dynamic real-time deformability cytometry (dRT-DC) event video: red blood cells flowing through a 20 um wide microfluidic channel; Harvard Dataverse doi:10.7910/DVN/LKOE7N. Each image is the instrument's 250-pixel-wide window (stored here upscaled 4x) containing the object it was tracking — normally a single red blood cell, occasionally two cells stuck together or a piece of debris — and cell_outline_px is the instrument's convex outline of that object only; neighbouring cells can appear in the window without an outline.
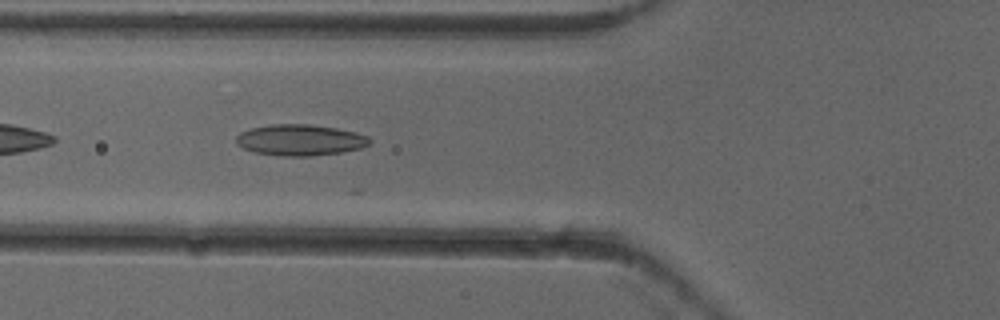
{"species": "common noctule bat (a hibernating species)", "species_latin": "Nyctalus noctula", "temperature_condition": "cold", "stored_images_in_passage": 6, "camera_frame_rate_fps": 3000, "um_per_image_px": 0.085, "animal": {"sex": "female"}, "frame": {"image": 1, "passage_image": 6, "time_ms": 1.667, "image_size_px": [1000, 320], "cell_outline_px": [[372, 140], [368, 144], [360, 148], [340, 152], [312, 156], [284, 156], [256, 152], [244, 148], [236, 144], [236, 136], [240, 132], [252, 128], [272, 124], [308, 124], [336, 128], [356, 132], [368, 136]], "centroid_in_image_um": [25.51, 11.89], "position_along_channel_um": 100.3, "area_um2": 24.04}}